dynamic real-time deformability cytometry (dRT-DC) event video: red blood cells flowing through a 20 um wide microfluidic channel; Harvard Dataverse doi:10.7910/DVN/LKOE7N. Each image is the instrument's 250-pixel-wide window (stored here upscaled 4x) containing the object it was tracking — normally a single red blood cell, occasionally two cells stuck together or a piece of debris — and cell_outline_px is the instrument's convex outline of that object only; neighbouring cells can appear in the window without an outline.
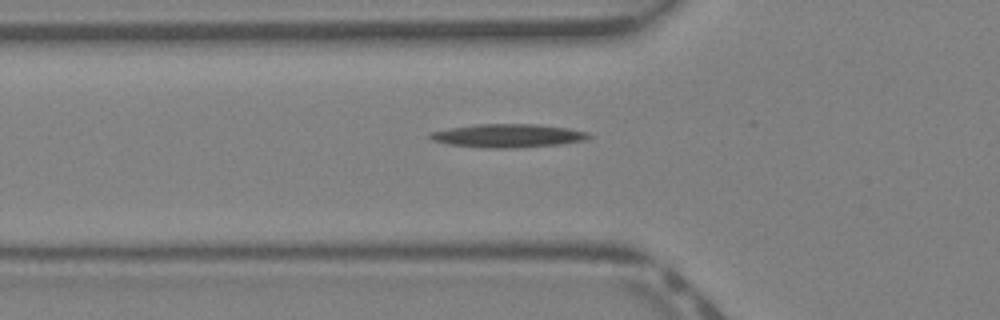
{"species": "Egyptian fruit bat (a non-hibernating species)", "species_latin": "Rousettus aegyptiacus", "temperature_condition": "warm", "stored_images_in_passage": 33, "segment_of_instrument_passage": [1, 2], "camera_frame_rate_fps": 3000, "um_per_image_px": 0.085, "animal": {"sex": "female"}, "frame": {"image": 1, "passage_image": 5, "time_ms": 1.333, "image_size_px": [1000, 320], "cell_outline_px": [[592, 136], [584, 140], [560, 144], [512, 148], [488, 148], [448, 144], [432, 140], [428, 136], [432, 132], [452, 128], [476, 124], [536, 124], [568, 128], [588, 132]], "centroid_in_image_um": [43.2, 11.53], "position_along_channel_um": 82.6, "area_um2": 21.44}}
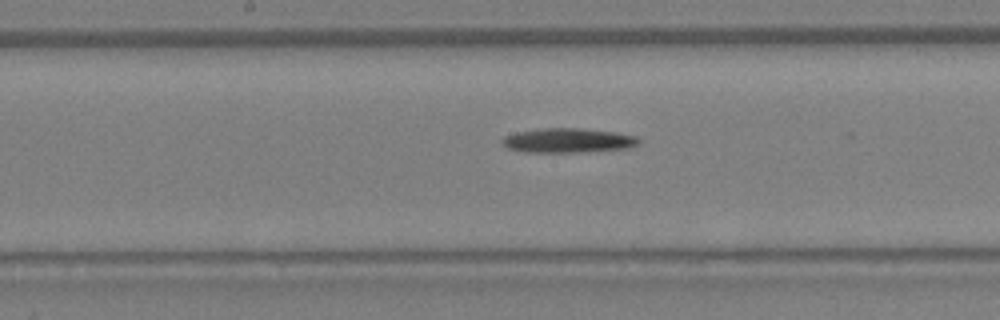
{"frame": {"image": 2, "passage_image": 12, "time_ms": 3.667, "image_size_px": [1000, 320], "cell_outline_px": [[640, 140], [632, 148], [576, 152], [524, 152], [508, 148], [500, 144], [500, 140], [504, 136], [516, 132], [544, 128], [580, 128], [616, 132], [636, 136]], "centroid_in_image_um": [48.24, 11.94], "position_along_channel_um": 200.0, "area_um2": 19.54}}
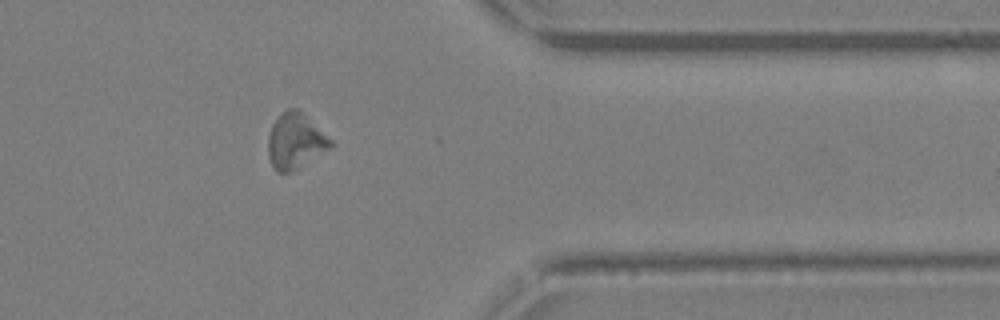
{"frame": {"image": 3, "passage_image": 24, "time_ms": 7.667, "image_size_px": [1000, 320], "cell_outline_px": [[336, 144], [332, 148], [292, 172], [276, 172], [272, 168], [268, 156], [268, 136], [272, 124], [288, 108], [296, 108], [332, 140]], "centroid_in_image_um": [25.11, 12.05], "position_along_channel_um": 386.3, "area_um2": 20.17}}